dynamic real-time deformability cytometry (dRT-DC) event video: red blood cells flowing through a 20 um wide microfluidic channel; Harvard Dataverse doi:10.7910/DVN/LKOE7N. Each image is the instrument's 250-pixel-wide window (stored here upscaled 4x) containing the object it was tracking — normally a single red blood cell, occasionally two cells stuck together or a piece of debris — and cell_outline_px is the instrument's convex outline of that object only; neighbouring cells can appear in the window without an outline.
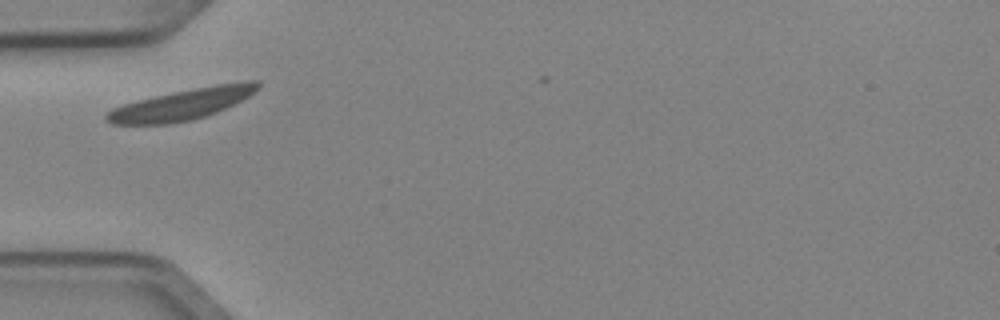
{"species": "Egyptian fruit bat (a non-hibernating species)", "species_latin": "Rousettus aegyptiacus", "temperature_condition": "cold", "stored_images_in_passage": 5, "camera_frame_rate_fps": 3000, "um_per_image_px": 0.085, "animal": {"sex": "female"}, "frame": {"image": 1, "passage_image": 1, "time_ms": 0.0, "image_size_px": [1000, 320], "cell_outline_px": [[260, 88], [256, 92], [216, 112], [192, 120], [168, 124], [112, 124], [104, 120], [104, 116], [112, 108], [124, 104], [156, 96], [216, 84], [248, 80], [260, 80]], "centroid_in_image_um": [15.49, 8.87], "position_along_channel_um": 69.5, "area_um2": 26.88}}
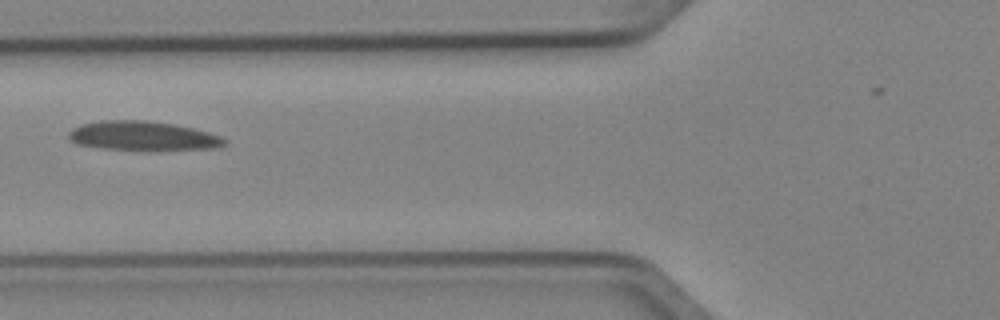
{"frame": {"image": 2, "passage_image": 2, "time_ms": 0.333, "image_size_px": [1000, 320], "cell_outline_px": [[228, 140], [224, 144], [212, 148], [104, 148], [76, 144], [68, 136], [68, 132], [72, 128], [80, 124], [100, 120], [144, 120], [172, 124], [192, 128], [208, 132], [220, 136]], "centroid_in_image_um": [12.06, 11.51], "position_along_channel_um": 113.7, "area_um2": 25.55}}